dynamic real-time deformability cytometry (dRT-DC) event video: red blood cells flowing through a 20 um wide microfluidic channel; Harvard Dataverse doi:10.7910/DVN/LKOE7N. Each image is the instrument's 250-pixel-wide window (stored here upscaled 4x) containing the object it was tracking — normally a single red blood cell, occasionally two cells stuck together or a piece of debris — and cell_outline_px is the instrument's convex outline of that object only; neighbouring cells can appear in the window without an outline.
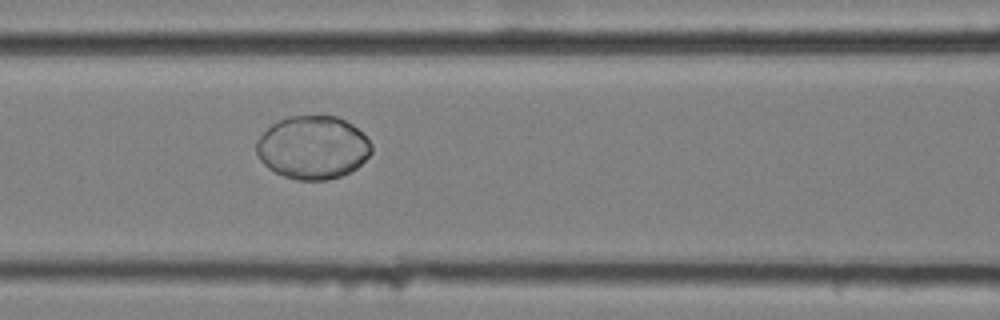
{"species": "common noctule bat (a hibernating species)", "species_latin": "Nyctalus noctula", "temperature_condition": "cold", "stored_images_in_passage": 57, "camera_frame_rate_fps": 3000, "um_per_image_px": 0.085, "animal": {"sex": "female", "body_mass_g": 25.1}, "frame": {"image": 1, "passage_image": 25, "time_ms": 8.0, "image_size_px": [1000, 320], "cell_outline_px": [[372, 152], [356, 168], [340, 176], [324, 180], [296, 180], [284, 176], [268, 168], [260, 160], [256, 152], [256, 140], [272, 124], [288, 116], [336, 116], [352, 124], [372, 144]], "centroid_in_image_um": [26.56, 12.54], "position_along_channel_um": 140.0, "area_um2": 42.08}}
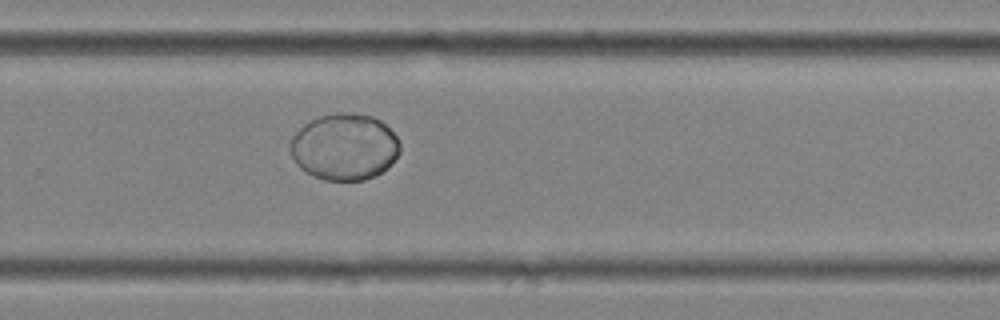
{"frame": {"image": 2, "passage_image": 39, "time_ms": 12.667, "image_size_px": [1000, 320], "cell_outline_px": [[400, 152], [376, 176], [364, 180], [324, 180], [300, 168], [292, 156], [292, 136], [304, 124], [320, 116], [340, 112], [356, 112], [372, 116], [380, 120], [396, 136], [400, 144]], "centroid_in_image_um": [29.29, 12.46], "position_along_channel_um": 300.5, "area_um2": 42.02}}
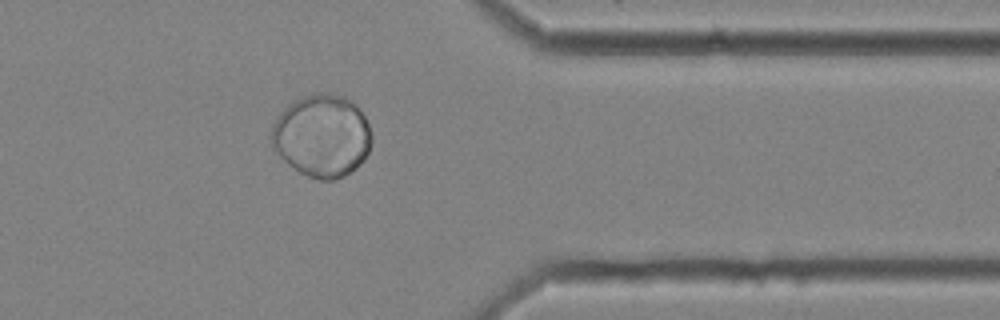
{"frame": {"image": 3, "passage_image": 47, "time_ms": 15.333, "image_size_px": [1000, 320], "cell_outline_px": [[372, 140], [368, 152], [364, 160], [356, 168], [344, 176], [336, 180], [320, 180], [308, 176], [300, 172], [288, 164], [280, 156], [272, 144], [272, 124], [276, 116], [288, 104], [304, 96], [316, 92], [328, 92], [344, 96], [364, 116], [368, 124], [372, 136]], "centroid_in_image_um": [27.36, 11.55], "position_along_channel_um": 384.0, "area_um2": 48.09}}